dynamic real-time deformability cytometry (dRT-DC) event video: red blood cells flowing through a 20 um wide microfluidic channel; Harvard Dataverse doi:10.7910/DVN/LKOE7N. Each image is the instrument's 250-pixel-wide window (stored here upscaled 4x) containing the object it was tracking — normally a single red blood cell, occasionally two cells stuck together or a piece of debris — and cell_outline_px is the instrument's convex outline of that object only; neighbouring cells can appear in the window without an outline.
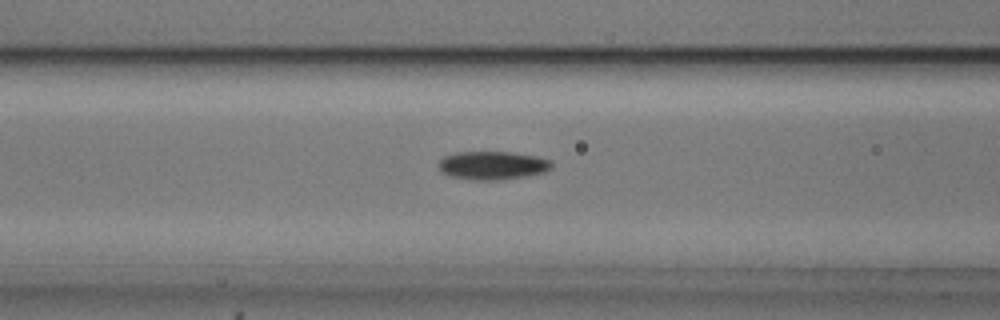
{"species": "common noctule bat (a hibernating species)", "species_latin": "Nyctalus noctula", "temperature_condition": "cold", "stored_images_in_passage": 38, "camera_frame_rate_fps": 3000, "um_per_image_px": 0.085, "animal": {"sex": "male", "body_mass_g": 20.5, "forearm_length_mm": 52.5}, "frame": {"image": 1, "passage_image": 16, "time_ms": 5.0, "image_size_px": [1000, 320], "cell_outline_px": [[552, 168], [544, 172], [524, 176], [500, 180], [472, 180], [452, 176], [440, 172], [436, 164], [444, 156], [456, 152], [512, 152], [536, 156], [552, 160]], "centroid_in_image_um": [41.84, 14.05], "position_along_channel_um": 124.8, "area_um2": 18.84}}
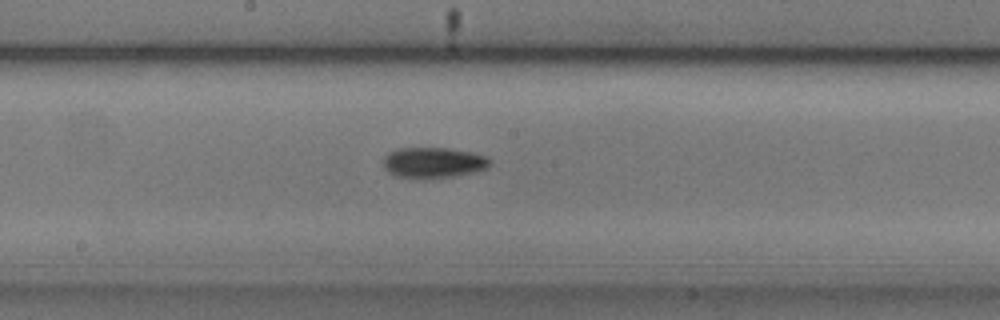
{"frame": {"image": 2, "passage_image": 23, "time_ms": 7.333, "image_size_px": [1000, 320], "cell_outline_px": [[488, 168], [472, 172], [452, 176], [396, 176], [388, 172], [384, 168], [384, 156], [388, 152], [400, 148], [448, 148], [472, 152], [484, 156], [488, 160]], "centroid_in_image_um": [36.8, 13.78], "position_along_channel_um": 211.4, "area_um2": 18.26}}
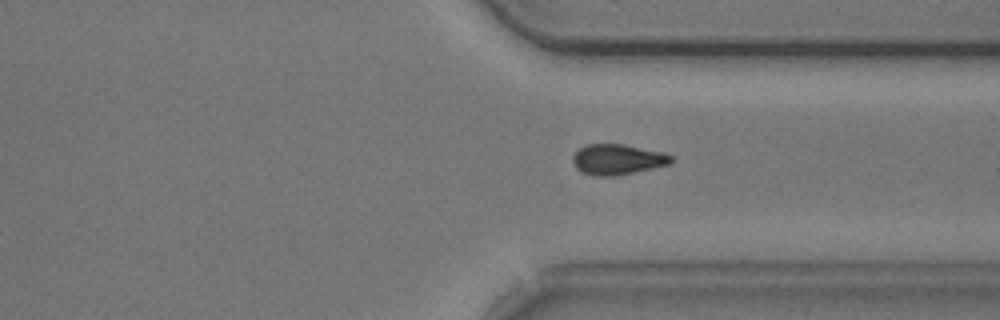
{"frame": {"image": 3, "passage_image": 35, "time_ms": 11.333, "image_size_px": [1000, 320], "cell_outline_px": [[672, 164], [616, 176], [596, 176], [580, 172], [576, 168], [572, 160], [572, 156], [580, 148], [588, 144], [624, 144], [664, 152], [672, 156]], "centroid_in_image_um": [52.5, 13.56], "position_along_channel_um": 358.9, "area_um2": 17.63}}